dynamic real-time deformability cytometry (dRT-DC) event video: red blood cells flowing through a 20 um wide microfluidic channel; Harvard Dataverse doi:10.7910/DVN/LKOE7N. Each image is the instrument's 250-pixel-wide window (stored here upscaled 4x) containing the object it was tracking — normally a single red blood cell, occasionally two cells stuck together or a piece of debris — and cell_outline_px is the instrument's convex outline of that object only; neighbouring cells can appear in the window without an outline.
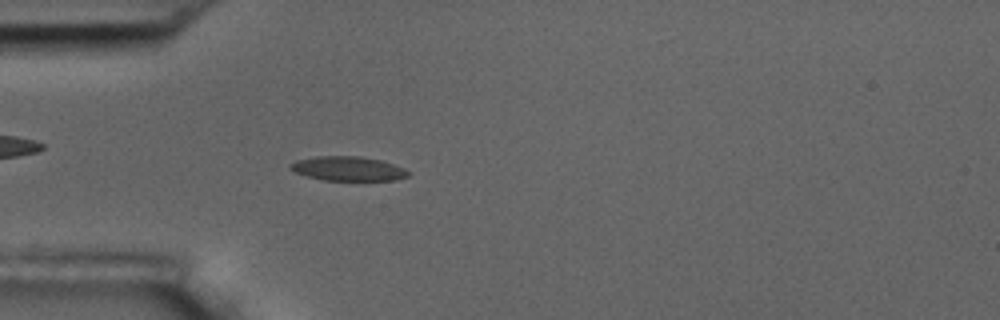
{"species": "common noctule bat (a hibernating species)", "species_latin": "Nyctalus noctula", "temperature_condition": "room temperature", "stored_images_in_passage": 56, "camera_frame_rate_fps": 3000, "um_per_image_px": 0.085, "animal": {"sex": "male", "body_mass_g": 17.5, "forearm_length_mm": 52.3}, "frame": {"image": 1, "passage_image": 16, "time_ms": 5.0, "image_size_px": [1000, 320], "cell_outline_px": [[412, 172], [408, 176], [396, 180], [324, 180], [308, 176], [296, 172], [288, 168], [288, 164], [296, 160], [316, 156], [360, 156], [380, 160], [404, 168]], "centroid_in_image_um": [29.58, 14.33], "position_along_channel_um": 55.4, "area_um2": 16.7}}
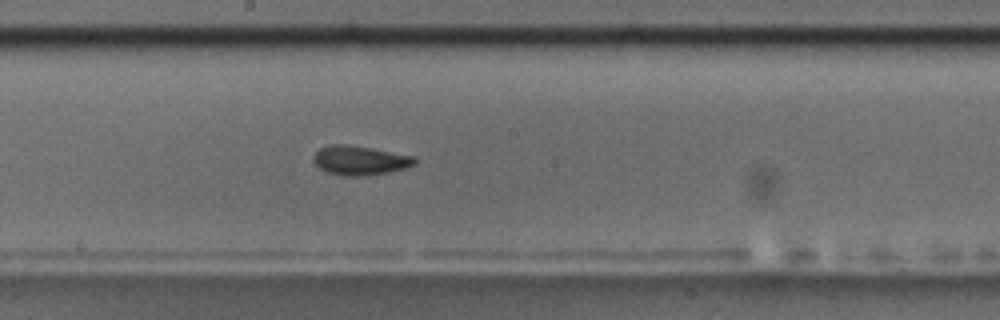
{"frame": {"image": 2, "passage_image": 30, "time_ms": 9.667, "image_size_px": [1000, 320], "cell_outline_px": [[416, 164], [404, 168], [388, 172], [360, 176], [344, 176], [328, 172], [320, 168], [312, 160], [312, 156], [320, 148], [332, 144], [348, 144], [372, 148], [416, 156]], "centroid_in_image_um": [30.59, 13.62], "position_along_channel_um": 217.6, "area_um2": 17.28}}
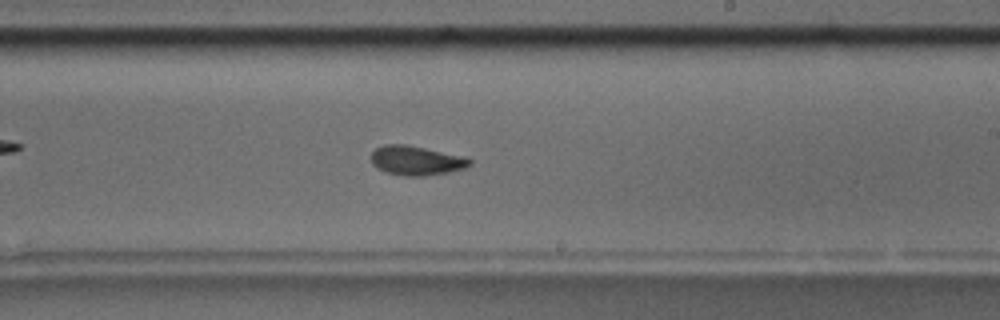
{"frame": {"image": 3, "passage_image": 33, "time_ms": 10.667, "image_size_px": [1000, 320], "cell_outline_px": [[472, 164], [464, 168], [448, 172], [424, 176], [404, 176], [384, 172], [376, 168], [372, 164], [372, 152], [376, 148], [384, 144], [404, 144], [468, 156], [472, 160]], "centroid_in_image_um": [35.4, 13.64], "position_along_channel_um": 253.6, "area_um2": 17.11}, "authors_computed_cell_mechanics": {"area_um2": 16.5019, "velocity_mm_per_s": 3.6107, "shape_relaxation_time_tau1_ms": 7.0896, "shape_relaxation_time_tau2_ms": 5.0974, "deformation_change_tau1": 0.1723, "deformation_change_tau2": 0.0964}}